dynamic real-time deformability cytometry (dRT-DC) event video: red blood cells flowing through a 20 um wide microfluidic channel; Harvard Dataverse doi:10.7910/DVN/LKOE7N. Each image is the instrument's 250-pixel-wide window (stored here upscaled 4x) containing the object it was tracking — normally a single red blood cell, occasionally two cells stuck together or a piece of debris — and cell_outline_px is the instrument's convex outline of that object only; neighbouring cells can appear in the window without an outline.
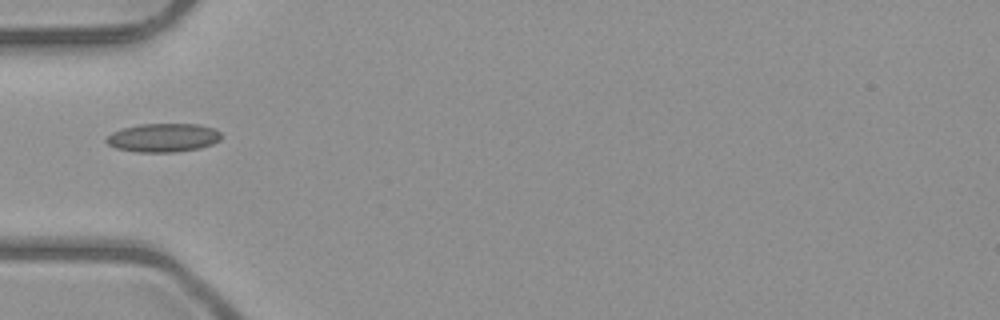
{"species": "common noctule bat (a hibernating species)", "species_latin": "Nyctalus noctula", "temperature_condition": "room temperature", "stored_images_in_passage": 1, "camera_frame_rate_fps": 3000, "um_per_image_px": 0.085, "animal": {"sex": "male", "body_mass_g": 23.1, "forearm_length_mm": 52.7}, "frame": {"image": 1, "passage_image": 1, "time_ms": 0.0, "image_size_px": [1000, 320], "cell_outline_px": [[220, 140], [212, 144], [200, 148], [176, 152], [140, 152], [116, 148], [108, 144], [104, 140], [112, 132], [124, 128], [140, 124], [200, 124], [216, 128], [220, 132]], "centroid_in_image_um": [13.9, 11.7], "position_along_channel_um": 71.1, "area_um2": 19.19}}